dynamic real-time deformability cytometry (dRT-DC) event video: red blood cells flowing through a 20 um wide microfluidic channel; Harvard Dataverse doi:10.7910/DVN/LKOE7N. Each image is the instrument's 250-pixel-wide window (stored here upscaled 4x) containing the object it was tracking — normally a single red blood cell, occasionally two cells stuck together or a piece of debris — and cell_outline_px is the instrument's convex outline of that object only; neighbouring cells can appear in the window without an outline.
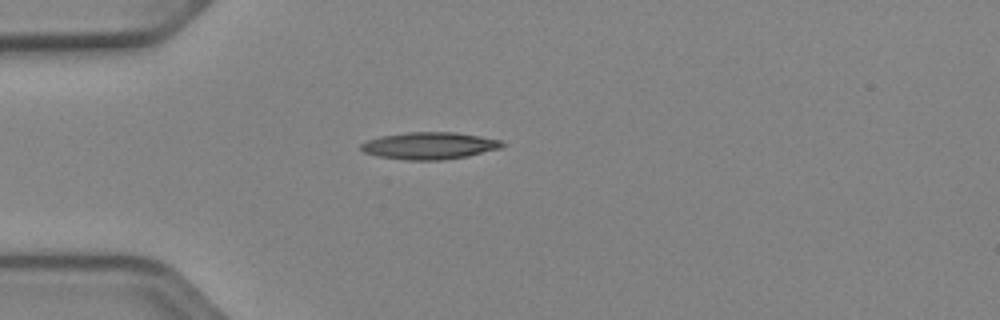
{"species": "Egyptian fruit bat (a non-hibernating species)", "species_latin": "Rousettus aegyptiacus", "temperature_condition": "cold", "stored_images_in_passage": 31, "camera_frame_rate_fps": 3000, "um_per_image_px": 0.085, "animal": {"sex": "female"}, "frame": {"image": 1, "passage_image": 1, "time_ms": 0.0, "image_size_px": [1000, 320], "cell_outline_px": [[504, 144], [500, 148], [468, 156], [444, 160], [408, 160], [376, 156], [364, 152], [360, 148], [360, 144], [368, 140], [380, 136], [408, 132], [456, 132], [480, 136], [500, 140]], "centroid_in_image_um": [36.48, 12.38], "position_along_channel_um": 48.5, "area_um2": 22.25}}
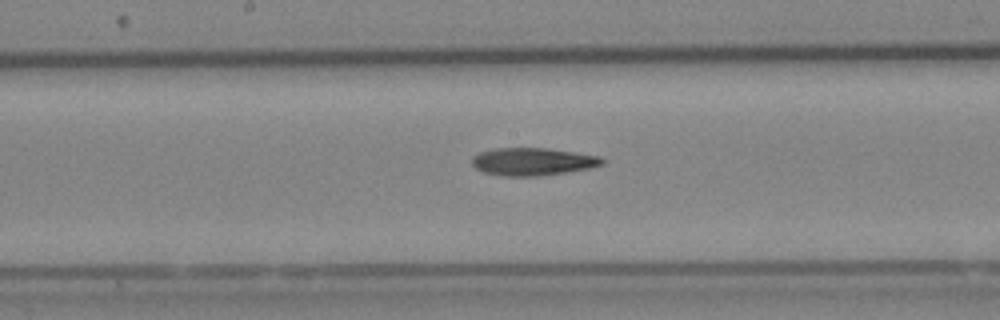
{"frame": {"image": 2, "passage_image": 14, "time_ms": 4.333, "image_size_px": [1000, 320], "cell_outline_px": [[604, 164], [588, 168], [564, 172], [536, 176], [504, 176], [484, 172], [476, 168], [472, 164], [472, 156], [480, 152], [492, 148], [548, 148], [600, 156], [604, 160]], "centroid_in_image_um": [45.25, 13.72], "position_along_channel_um": 202.9, "area_um2": 20.87}}
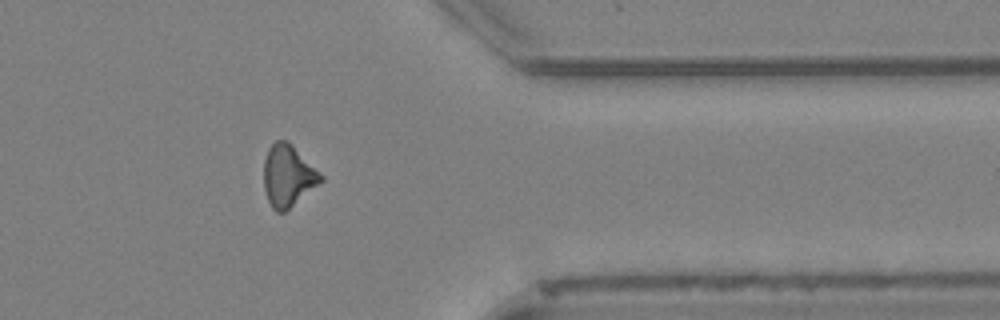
{"frame": {"image": 3, "passage_image": 29, "time_ms": 9.333, "image_size_px": [1000, 320], "cell_outline_px": [[324, 180], [284, 212], [276, 212], [272, 208], [268, 200], [264, 188], [264, 160], [268, 148], [276, 140], [284, 140], [292, 144], [324, 176]], "centroid_in_image_um": [24.48, 14.93], "position_along_channel_um": 386.9, "area_um2": 20.4}, "authors_computed_cell_mechanics": {"area_um2": 20.808, "velocity_mm_per_s": 3.9366, "shape_relaxation_time_tau1_ms": 6.7247, "shape_relaxation_time_tau2_ms": null, "deformation_change_tau1": 0.1636, "deformation_change_tau2": null}}